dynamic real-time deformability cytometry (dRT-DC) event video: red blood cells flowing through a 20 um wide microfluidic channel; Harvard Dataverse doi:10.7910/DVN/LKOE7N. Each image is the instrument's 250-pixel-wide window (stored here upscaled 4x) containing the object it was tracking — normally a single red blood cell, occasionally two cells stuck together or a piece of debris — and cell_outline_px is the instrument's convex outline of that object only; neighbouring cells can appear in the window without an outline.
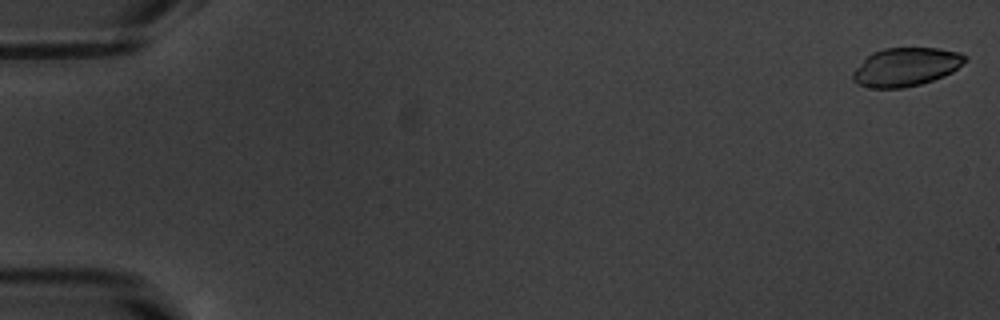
{"species": "common noctule bat (a hibernating species)", "species_latin": "Nyctalus noctula", "temperature_condition": "warm", "stored_images_in_passage": 54, "camera_frame_rate_fps": 3000, "um_per_image_px": 0.085, "animal": {"sex": "male", "body_mass_g": 20.1, "forearm_length_mm": 53.5}, "frame": {"image": 1, "passage_image": 1, "time_ms": 0.0, "image_size_px": [1000, 320], "cell_outline_px": [[968, 60], [952, 72], [944, 76], [920, 84], [904, 88], [872, 88], [860, 84], [852, 80], [852, 72], [872, 52], [884, 48], [936, 48], [960, 52], [968, 56]], "centroid_in_image_um": [77.04, 5.68], "position_along_channel_um": 8.0, "area_um2": 25.14}}
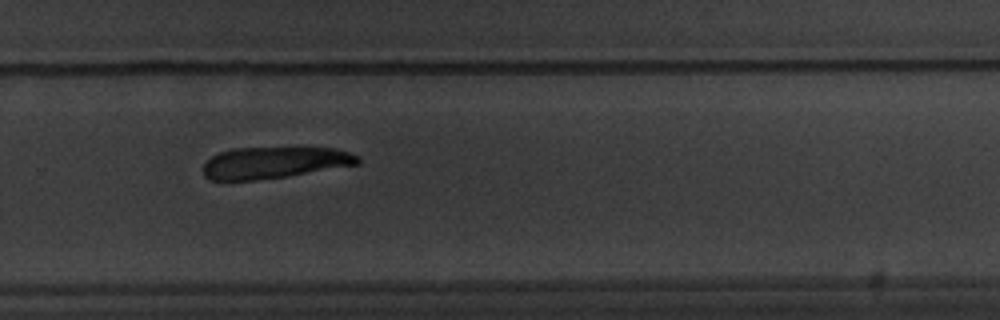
{"frame": {"image": 2, "passage_image": 37, "time_ms": 12.0, "image_size_px": [1000, 320], "cell_outline_px": [[360, 164], [288, 176], [256, 180], [212, 180], [204, 176], [204, 164], [212, 156], [220, 152], [232, 148], [336, 148], [360, 156]], "centroid_in_image_um": [23.34, 13.82], "position_along_channel_um": 306.5, "area_um2": 28.38}}
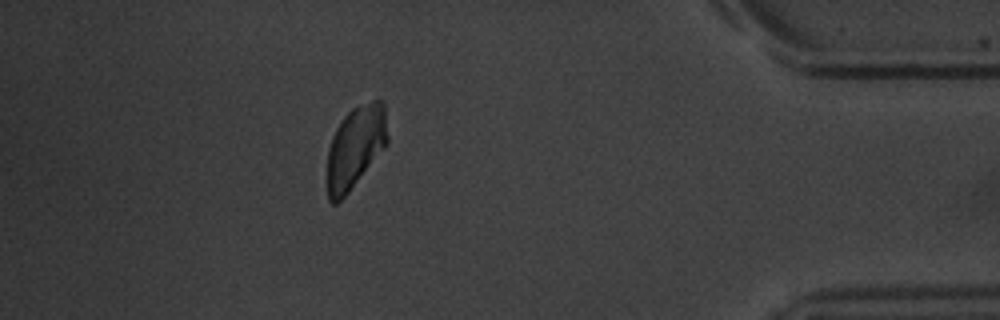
{"frame": {"image": 3, "passage_image": 48, "time_ms": 15.667, "image_size_px": [1000, 320], "cell_outline_px": [[388, 144], [348, 192], [336, 204], [332, 204], [328, 200], [328, 148], [332, 136], [336, 128], [344, 116], [352, 108], [372, 100], [380, 100], [384, 104], [388, 136]], "centroid_in_image_um": [30.22, 12.49], "position_along_channel_um": 405.0, "area_um2": 28.78}}